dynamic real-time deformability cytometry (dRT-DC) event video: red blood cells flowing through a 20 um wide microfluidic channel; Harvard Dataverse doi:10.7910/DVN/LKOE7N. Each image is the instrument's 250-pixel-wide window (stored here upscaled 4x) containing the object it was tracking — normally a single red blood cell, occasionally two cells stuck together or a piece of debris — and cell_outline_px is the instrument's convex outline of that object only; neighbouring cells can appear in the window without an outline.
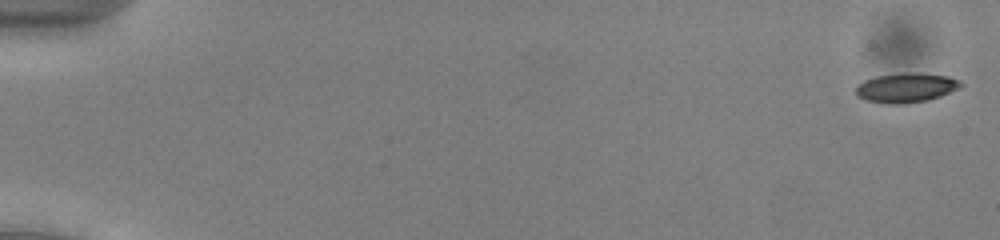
{"species": "common noctule bat (a hibernating species)", "species_latin": "Nyctalus noctula", "temperature_condition": "cold", "stored_images_in_passage": 53, "camera_frame_rate_fps": 3000, "um_per_image_px": 0.085, "animal": {"sex": "male", "body_mass_g": 13.0, "forearm_length_mm": 53.1}, "frame": {"image": 1, "passage_image": 1, "time_ms": 0.0, "image_size_px": [1000, 240], "cell_outline_px": [[964, 84], [960, 88], [940, 96], [928, 100], [904, 104], [888, 104], [864, 100], [856, 96], [856, 88], [864, 80], [876, 76], [904, 72], [912, 72], [948, 76], [960, 80]], "centroid_in_image_um": [77.02, 7.46], "position_along_channel_um": 8.0, "area_um2": 18.21}}
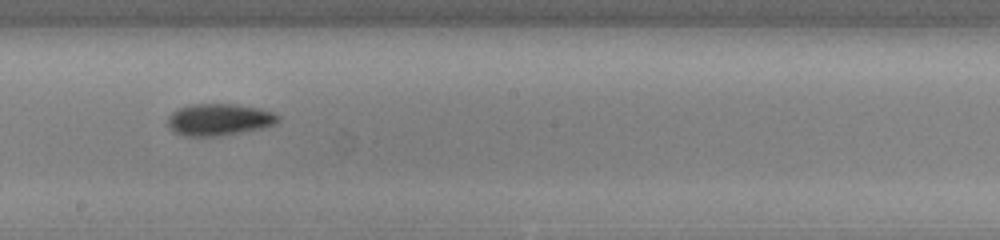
{"frame": {"image": 2, "passage_image": 31, "time_ms": 10.0, "image_size_px": [1000, 240], "cell_outline_px": [[280, 120], [276, 124], [260, 128], [240, 132], [216, 136], [184, 136], [172, 132], [168, 124], [168, 116], [176, 108], [192, 104], [236, 104], [260, 108], [272, 112], [280, 116]], "centroid_in_image_um": [18.6, 10.16], "position_along_channel_um": 229.6, "area_um2": 20.58}}
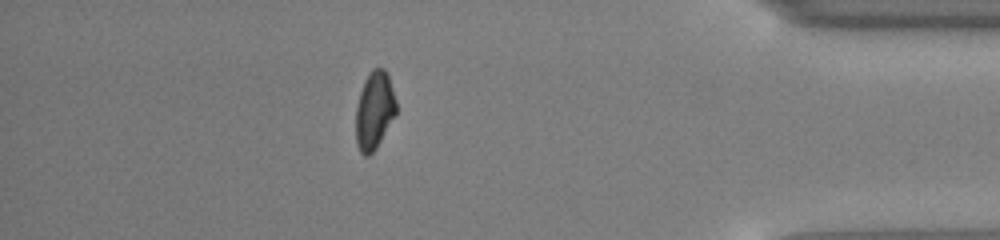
{"frame": {"image": 3, "passage_image": 47, "time_ms": 15.333, "image_size_px": [1000, 240], "cell_outline_px": [[396, 116], [376, 148], [368, 156], [364, 156], [360, 152], [356, 144], [356, 108], [360, 92], [364, 80], [368, 72], [372, 68], [384, 68], [388, 72], [396, 100]], "centroid_in_image_um": [31.83, 9.37], "position_along_channel_um": 403.4, "area_um2": 18.61}, "authors_computed_cell_mechanics": {"area_um2": 18.785, "velocity_mm_per_s": 3.9384, "shape_relaxation_time_tau1_ms": 2.3993, "shape_relaxation_time_tau2_ms": 6.6522, "deformation_change_tau1": 0.1244, "deformation_change_tau2": 0.1178}}